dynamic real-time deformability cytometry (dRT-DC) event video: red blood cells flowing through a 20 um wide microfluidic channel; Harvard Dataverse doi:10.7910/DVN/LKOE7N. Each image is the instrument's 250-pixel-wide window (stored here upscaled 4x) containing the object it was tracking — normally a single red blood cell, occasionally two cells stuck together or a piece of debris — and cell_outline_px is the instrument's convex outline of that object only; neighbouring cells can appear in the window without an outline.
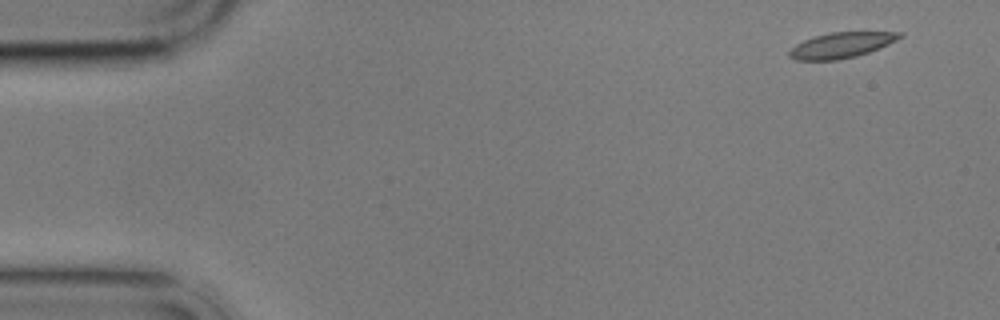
{"species": "common noctule bat (a hibernating species)", "species_latin": "Nyctalus noctula", "temperature_condition": "cold", "stored_images_in_passage": 10, "camera_frame_rate_fps": 3000, "um_per_image_px": 0.085, "animal": {"sex": "male", "body_mass_g": 17.9}, "frame": {"image": 1, "passage_image": 1, "time_ms": 0.0, "image_size_px": [1000, 320], "cell_outline_px": [[904, 36], [888, 44], [868, 52], [856, 56], [836, 60], [796, 60], [788, 56], [788, 52], [796, 44], [812, 36], [832, 32], [904, 32]], "centroid_in_image_um": [71.5, 3.83], "position_along_channel_um": 13.5, "area_um2": 16.36}}
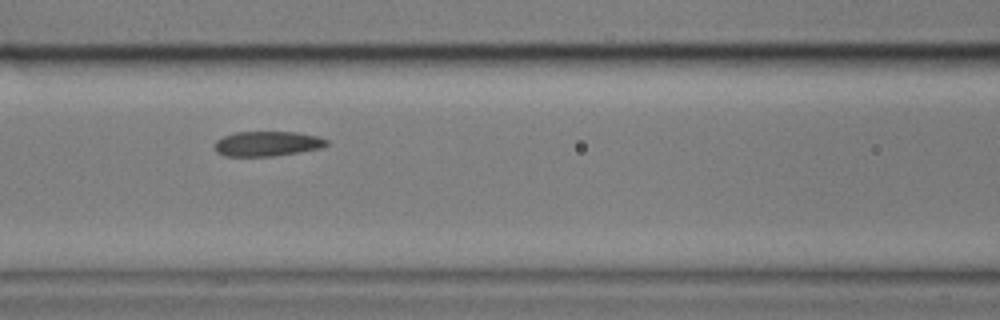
{"frame": {"image": 2, "passage_image": 7, "time_ms": 7.0, "image_size_px": [1000, 320], "cell_outline_px": [[328, 144], [320, 148], [300, 152], [272, 156], [224, 156], [216, 152], [216, 140], [224, 136], [236, 132], [296, 132], [316, 136], [328, 140]], "centroid_in_image_um": [22.72, 12.22], "position_along_channel_um": 143.9, "area_um2": 16.13}}